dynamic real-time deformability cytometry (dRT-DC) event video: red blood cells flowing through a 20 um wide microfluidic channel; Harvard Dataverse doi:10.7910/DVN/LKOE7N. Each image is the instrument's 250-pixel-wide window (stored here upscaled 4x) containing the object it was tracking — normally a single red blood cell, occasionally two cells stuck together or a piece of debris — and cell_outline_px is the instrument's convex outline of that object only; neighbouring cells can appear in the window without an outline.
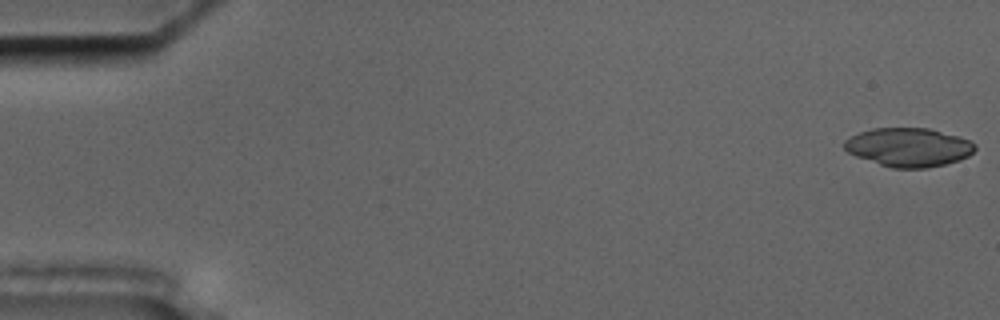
{"species": "common noctule bat (a hibernating species)", "species_latin": "Nyctalus noctula", "temperature_condition": "cold", "stored_images_in_passage": 57, "segment_of_instrument_passage": [1, 2], "camera_frame_rate_fps": 3000, "um_per_image_px": 0.085, "animal": {"sex": "male", "body_mass_g": 17.5, "forearm_length_mm": 52.3}, "frame": {"image": 1, "passage_image": 1, "time_ms": 0.0, "image_size_px": [1000, 320], "cell_outline_px": [[976, 148], [968, 156], [960, 160], [928, 168], [892, 168], [856, 156], [848, 152], [844, 148], [844, 140], [860, 132], [872, 128], [928, 128], [960, 136], [976, 144]], "centroid_in_image_um": [77.25, 12.51], "position_along_channel_um": 7.8, "area_um2": 29.42}}
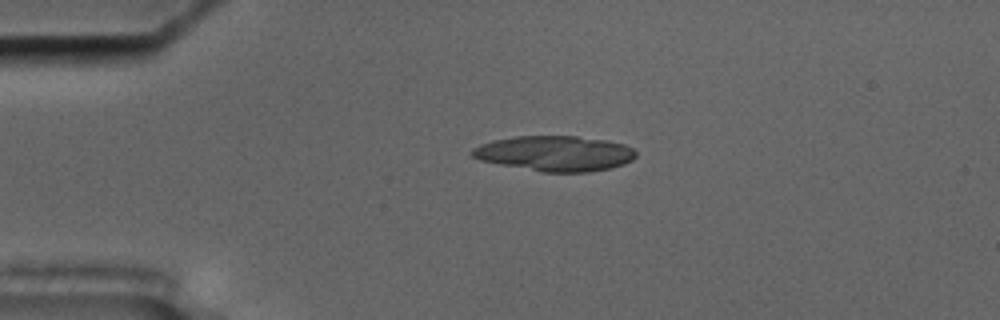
{"frame": {"image": 2, "passage_image": 13, "time_ms": 4.0, "image_size_px": [1000, 320], "cell_outline_px": [[636, 156], [632, 160], [624, 164], [608, 168], [588, 172], [544, 172], [500, 164], [480, 160], [472, 156], [468, 152], [472, 148], [480, 144], [492, 140], [516, 136], [576, 136], [604, 140], [624, 144], [632, 148], [636, 152]], "centroid_in_image_um": [47.14, 13.03], "position_along_channel_um": 37.9, "area_um2": 33.58}}